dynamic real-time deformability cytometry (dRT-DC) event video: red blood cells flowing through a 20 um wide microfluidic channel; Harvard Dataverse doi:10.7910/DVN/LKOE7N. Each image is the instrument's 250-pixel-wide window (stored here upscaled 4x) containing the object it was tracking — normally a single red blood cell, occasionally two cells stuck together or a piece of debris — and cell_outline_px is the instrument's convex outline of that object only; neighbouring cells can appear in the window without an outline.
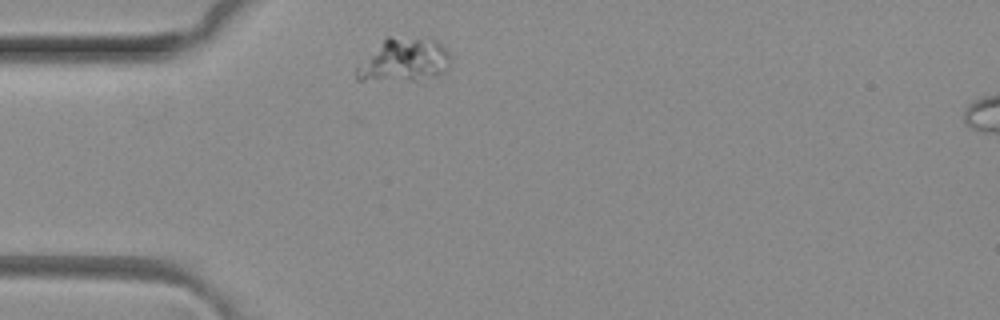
{"species": "common noctule bat (a hibernating species)", "species_latin": "Nyctalus noctula", "temperature_condition": "room temperature", "stored_images_in_passage": 1, "camera_frame_rate_fps": 3000, "um_per_image_px": 0.085, "animal": {"sex": "female", "body_mass_g": 29.2, "forearm_length_mm": 56.3}, "frame": {"image": 1, "passage_image": 1, "time_ms": 0.0, "image_size_px": [1000, 320], "cell_outline_px": [[452, 60], [448, 68], [444, 72], [424, 84], [420, 84], [356, 80], [356, 68], [388, 36], [432, 36], [452, 56]], "centroid_in_image_um": [34.44, 5.17], "position_along_channel_um": 50.6, "area_um2": 25.37}}